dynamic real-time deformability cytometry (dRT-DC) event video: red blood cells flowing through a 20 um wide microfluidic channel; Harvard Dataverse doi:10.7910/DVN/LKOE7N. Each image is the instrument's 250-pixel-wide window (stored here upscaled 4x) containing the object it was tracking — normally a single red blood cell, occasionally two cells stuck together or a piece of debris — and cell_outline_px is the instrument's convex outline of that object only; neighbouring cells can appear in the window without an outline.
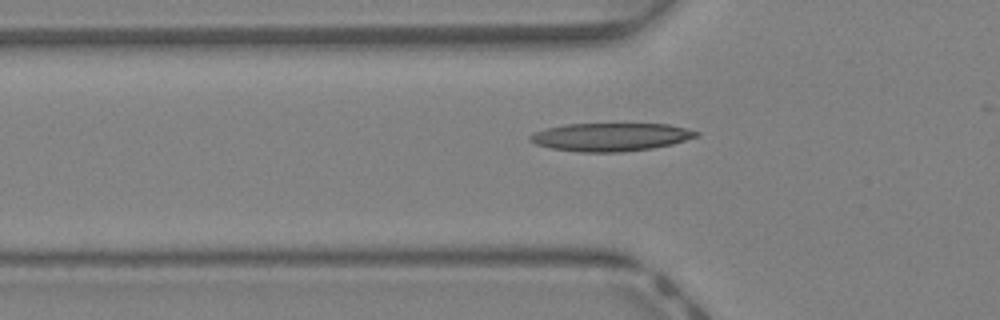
{"species": "Egyptian fruit bat (a non-hibernating species)", "species_latin": "Rousettus aegyptiacus", "temperature_condition": "warm", "stored_images_in_passage": 10, "camera_frame_rate_fps": 3000, "um_per_image_px": 0.085, "animal": {"sex": "female"}, "frame": {"image": 1, "passage_image": 3, "time_ms": 0.667, "image_size_px": [1000, 320], "cell_outline_px": [[700, 136], [672, 144], [652, 148], [620, 152], [580, 152], [552, 148], [536, 144], [528, 140], [528, 136], [536, 132], [548, 128], [568, 124], [668, 124], [700, 132]], "centroid_in_image_um": [51.93, 11.65], "position_along_channel_um": 73.9, "area_um2": 27.05}}
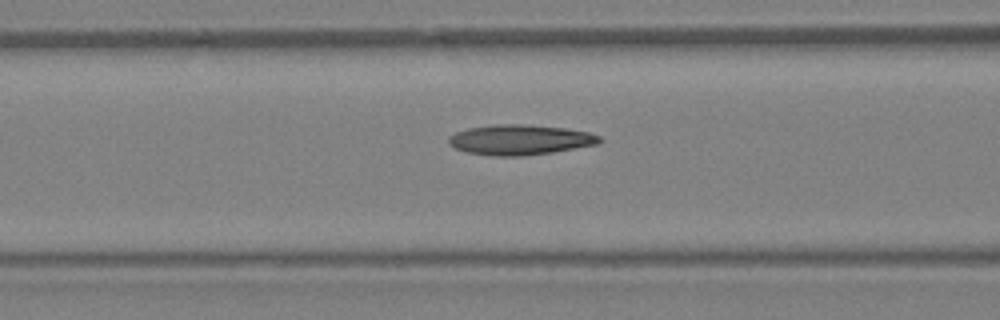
{"frame": {"image": 2, "passage_image": 6, "time_ms": 1.667, "image_size_px": [1000, 320], "cell_outline_px": [[604, 140], [600, 144], [552, 152], [520, 156], [492, 156], [464, 152], [448, 144], [448, 136], [456, 132], [468, 128], [496, 124], [524, 124], [564, 128], [588, 132], [600, 136]], "centroid_in_image_um": [44.19, 11.88], "position_along_channel_um": 122.4, "area_um2": 26.7}}
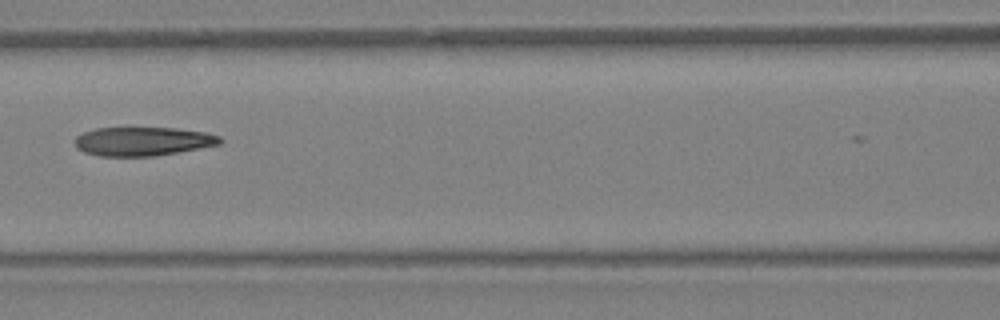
{"frame": {"image": 3, "passage_image": 8, "time_ms": 2.333, "image_size_px": [1000, 320], "cell_outline_px": [[224, 140], [220, 144], [156, 156], [100, 156], [84, 152], [76, 148], [76, 136], [84, 132], [96, 128], [176, 128], [204, 132], [220, 136]], "centroid_in_image_um": [12.14, 12.01], "position_along_channel_um": 154.5, "area_um2": 24.28}}